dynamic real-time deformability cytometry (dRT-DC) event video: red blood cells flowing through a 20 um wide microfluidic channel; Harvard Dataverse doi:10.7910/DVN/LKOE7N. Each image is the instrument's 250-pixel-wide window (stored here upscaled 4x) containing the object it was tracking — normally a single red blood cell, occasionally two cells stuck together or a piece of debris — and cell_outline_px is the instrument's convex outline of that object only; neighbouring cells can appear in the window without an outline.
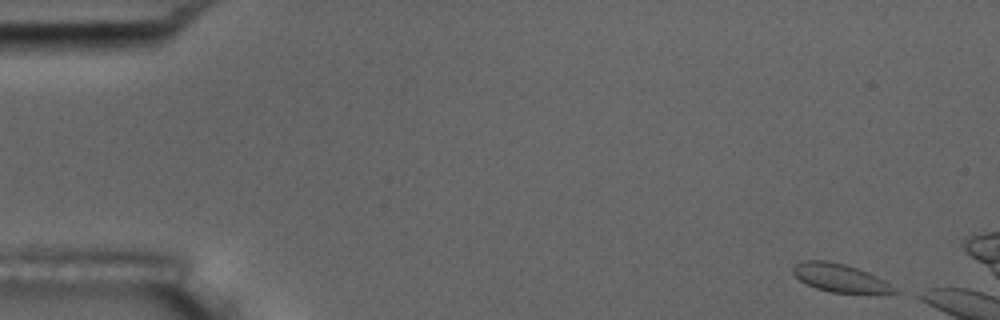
{"species": "common noctule bat (a hibernating species)", "species_latin": "Nyctalus noctula", "temperature_condition": "room temperature", "stored_images_in_passage": 4, "camera_frame_rate_fps": 3000, "um_per_image_px": 0.085, "animal": {"sex": "male", "body_mass_g": 17.5, "forearm_length_mm": 52.3}, "frame": {"image": 1, "passage_image": 1, "time_ms": 0.0, "image_size_px": [1000, 320], "cell_outline_px": [[900, 292], [832, 292], [816, 288], [800, 280], [792, 272], [792, 268], [796, 264], [804, 260], [828, 260], [844, 264], [868, 272], [884, 280], [896, 288]], "centroid_in_image_um": [71.35, 23.59], "position_along_channel_um": 13.6, "area_um2": 16.18}}